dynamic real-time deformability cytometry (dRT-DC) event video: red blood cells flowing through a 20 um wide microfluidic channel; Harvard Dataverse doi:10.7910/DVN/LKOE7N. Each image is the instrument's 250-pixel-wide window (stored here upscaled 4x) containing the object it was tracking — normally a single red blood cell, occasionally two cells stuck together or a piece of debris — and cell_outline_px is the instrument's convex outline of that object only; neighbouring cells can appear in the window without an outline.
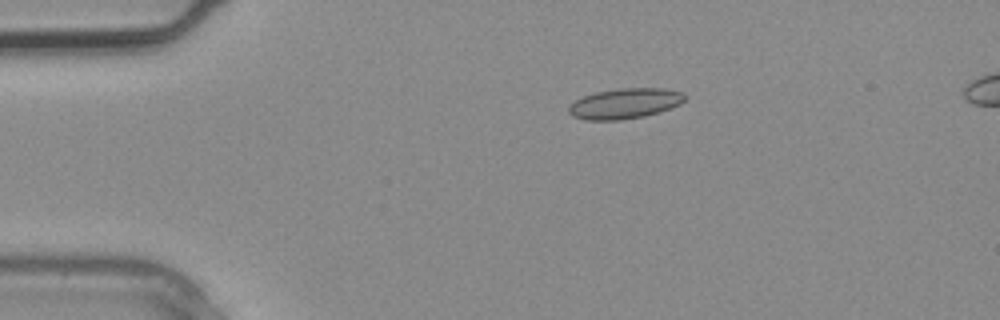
{"species": "common noctule bat (a hibernating species)", "species_latin": "Nyctalus noctula", "temperature_condition": "warm", "stored_images_in_passage": 3, "segment_of_instrument_passage": [1, 2], "camera_frame_rate_fps": 3000, "um_per_image_px": 0.085, "animal": {"sex": "male", "body_mass_g": 20.4}, "frame": {"image": 1, "passage_image": 1, "time_ms": 0.0, "image_size_px": [1000, 320], "cell_outline_px": [[688, 96], [680, 104], [644, 116], [620, 120], [584, 120], [572, 116], [568, 112], [568, 108], [576, 100], [584, 96], [596, 92], [620, 88], [664, 88], [684, 92]], "centroid_in_image_um": [53.12, 8.79], "position_along_channel_um": 31.9, "area_um2": 20.46}}